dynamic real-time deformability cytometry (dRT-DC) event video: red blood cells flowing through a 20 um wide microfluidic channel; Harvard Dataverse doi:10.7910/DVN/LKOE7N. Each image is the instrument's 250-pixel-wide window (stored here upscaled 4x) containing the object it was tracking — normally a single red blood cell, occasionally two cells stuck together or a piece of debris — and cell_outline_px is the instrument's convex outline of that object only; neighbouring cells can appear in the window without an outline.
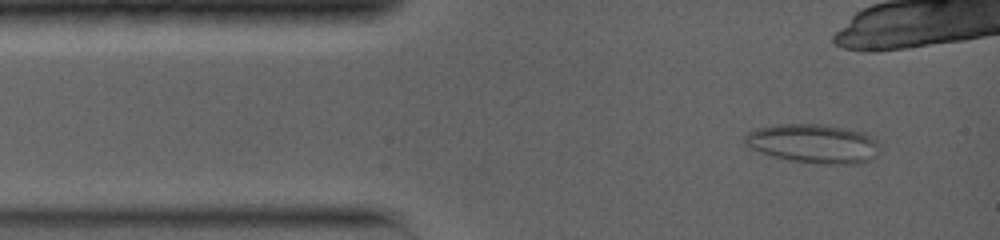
{"species": "common noctule bat (a hibernating species)", "species_latin": "Nyctalus noctula", "temperature_condition": "warm", "stored_images_in_passage": 12, "camera_frame_rate_fps": 5000, "um_per_image_px": 0.085, "animal": {"sex": "female", "body_mass_g": 19.0, "forearm_length_mm": 56.7}, "frame": {"image": 1, "passage_image": 3, "time_ms": 1.0, "image_size_px": [1000, 240], "cell_outline_px": [[876, 144], [868, 160], [852, 164], [824, 164], [792, 160], [772, 156], [760, 152], [744, 144], [744, 136], [748, 132], [756, 128], [776, 124], [820, 124], [864, 132], [876, 140]], "centroid_in_image_um": [69.02, 12.18], "position_along_channel_um": 16.0, "area_um2": 29.94}}
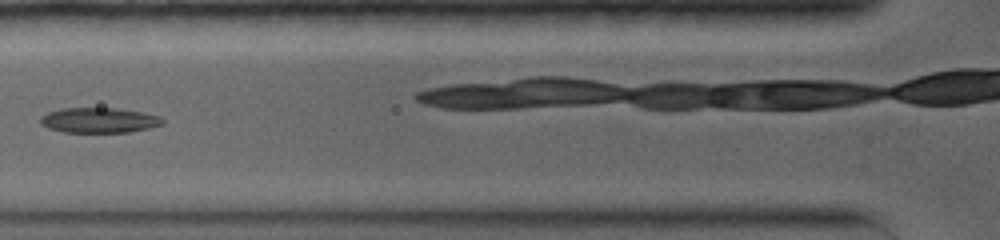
{"frame": {"image": 2, "passage_image": 10, "time_ms": 4.8, "image_size_px": [1000, 240], "cell_outline_px": [[164, 124], [148, 128], [128, 132], [64, 132], [48, 128], [40, 124], [40, 116], [48, 112], [60, 108], [116, 108], [140, 112], [160, 116], [164, 120]], "centroid_in_image_um": [8.39, 10.22], "position_along_channel_um": 117.4, "area_um2": 17.92}}
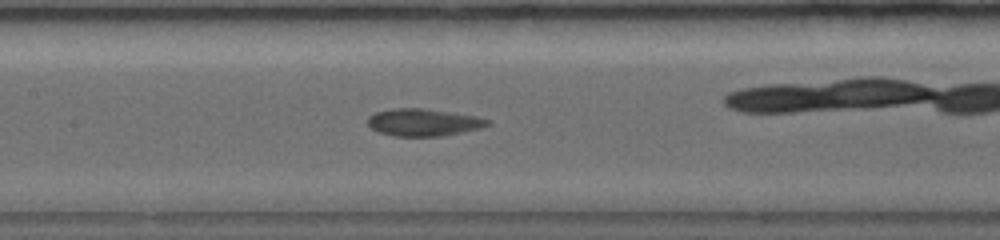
{"frame": {"image": 3, "passage_image": 12, "time_ms": 6.2, "image_size_px": [1000, 240], "cell_outline_px": [[492, 124], [480, 128], [464, 132], [440, 136], [396, 136], [380, 132], [372, 128], [368, 124], [368, 116], [376, 112], [392, 108], [424, 108], [476, 116], [492, 120]], "centroid_in_image_um": [36.03, 10.39], "position_along_channel_um": 171.4, "area_um2": 19.07}}